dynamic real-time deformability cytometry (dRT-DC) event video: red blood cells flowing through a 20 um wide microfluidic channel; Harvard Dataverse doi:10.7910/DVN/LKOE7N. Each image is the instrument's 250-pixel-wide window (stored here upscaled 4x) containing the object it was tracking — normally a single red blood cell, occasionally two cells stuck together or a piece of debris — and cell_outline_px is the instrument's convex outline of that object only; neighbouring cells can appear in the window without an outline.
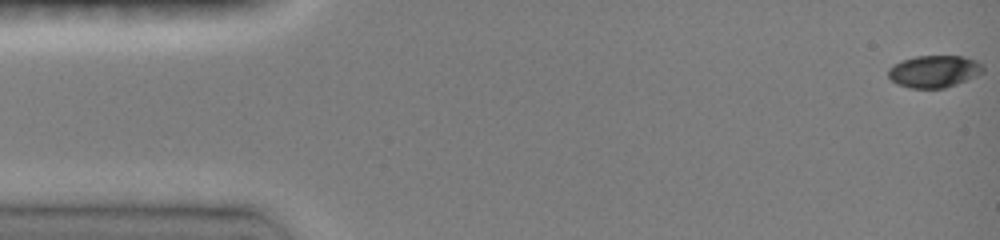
{"species": "common noctule bat (a hibernating species)", "species_latin": "Nyctalus noctula", "temperature_condition": "room temperature", "stored_images_in_passage": 47, "camera_frame_rate_fps": 3000, "um_per_image_px": 0.085, "animal": {"sex": "female", "body_mass_g": 19.0, "forearm_length_mm": 51.5}, "frame": {"image": 1, "passage_image": 1, "time_ms": 0.0, "image_size_px": [1000, 240], "cell_outline_px": [[984, 72], [976, 76], [956, 84], [944, 88], [908, 88], [896, 84], [888, 76], [888, 68], [900, 60], [916, 56], [964, 56], [976, 60], [984, 64]], "centroid_in_image_um": [79.4, 6.06], "position_along_channel_um": 5.6, "area_um2": 17.98}}
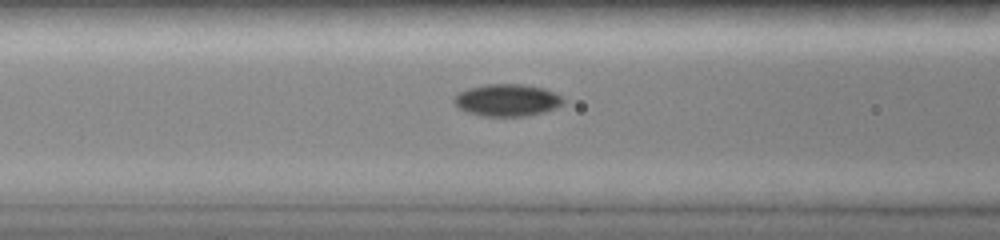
{"frame": {"image": 2, "passage_image": 19, "time_ms": 6.0, "image_size_px": [1000, 240], "cell_outline_px": [[564, 100], [556, 108], [544, 112], [528, 116], [480, 116], [468, 112], [460, 108], [452, 100], [460, 92], [468, 88], [484, 84], [524, 84], [544, 88], [560, 96]], "centroid_in_image_um": [43.1, 8.51], "position_along_channel_um": 123.5, "area_um2": 20.35}}
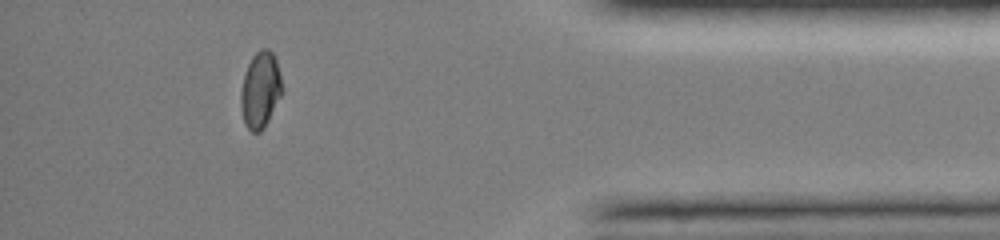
{"frame": {"image": 3, "passage_image": 42, "time_ms": 13.667, "image_size_px": [1000, 240], "cell_outline_px": [[284, 92], [264, 128], [260, 132], [252, 132], [244, 124], [240, 108], [240, 92], [244, 76], [248, 64], [252, 56], [260, 48], [268, 48], [272, 52], [276, 60]], "centroid_in_image_um": [22.13, 7.66], "position_along_channel_um": 413.1, "area_um2": 18.61}, "authors_computed_cell_mechanics": {"area_um2": 18.785, "velocity_mm_per_s": 4.1226, "shape_relaxation_time_tau1_ms": 8.5647, "shape_relaxation_time_tau2_ms": 5.1742, "deformation_change_tau1": 0.1925, "deformation_change_tau2": 0.0478}}